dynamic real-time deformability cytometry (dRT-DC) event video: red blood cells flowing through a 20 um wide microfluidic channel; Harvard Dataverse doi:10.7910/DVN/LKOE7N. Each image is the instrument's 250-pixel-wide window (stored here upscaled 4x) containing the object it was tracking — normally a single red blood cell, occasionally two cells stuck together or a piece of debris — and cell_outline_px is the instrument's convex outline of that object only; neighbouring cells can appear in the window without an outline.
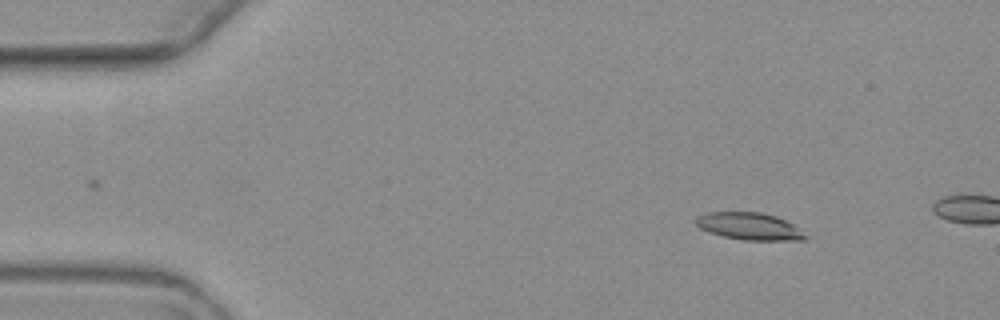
{"species": "common noctule bat (a hibernating species)", "species_latin": "Nyctalus noctula", "temperature_condition": "warm", "stored_images_in_passage": 3, "camera_frame_rate_fps": 3000, "um_per_image_px": 0.085, "animal": {"sex": "female", "body_mass_g": 19.3, "forearm_length_mm": 54.1}, "frame": {"image": 1, "passage_image": 1, "time_ms": 0.0, "image_size_px": [1000, 320], "cell_outline_px": [[808, 236], [804, 240], [744, 240], [724, 236], [708, 232], [700, 228], [696, 224], [696, 220], [700, 216], [708, 212], [760, 212], [776, 216], [792, 224]], "centroid_in_image_um": [63.7, 19.23], "position_along_channel_um": 21.3, "area_um2": 17.11}}